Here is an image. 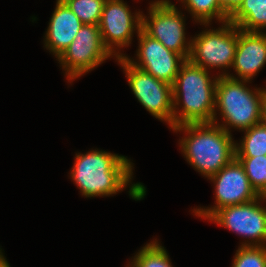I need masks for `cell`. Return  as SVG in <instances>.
I'll return each mask as SVG.
<instances>
[{"mask_svg": "<svg viewBox=\"0 0 266 267\" xmlns=\"http://www.w3.org/2000/svg\"><path fill=\"white\" fill-rule=\"evenodd\" d=\"M208 72L189 60L180 67L172 85L173 128L184 124H217L215 96L218 77L212 80Z\"/></svg>", "mask_w": 266, "mask_h": 267, "instance_id": "1", "label": "cell"}, {"mask_svg": "<svg viewBox=\"0 0 266 267\" xmlns=\"http://www.w3.org/2000/svg\"><path fill=\"white\" fill-rule=\"evenodd\" d=\"M132 164L125 156L95 149L76 154L70 176L83 196H110L130 184Z\"/></svg>", "mask_w": 266, "mask_h": 267, "instance_id": "2", "label": "cell"}, {"mask_svg": "<svg viewBox=\"0 0 266 267\" xmlns=\"http://www.w3.org/2000/svg\"><path fill=\"white\" fill-rule=\"evenodd\" d=\"M185 132L180 140L187 162L205 177L218 173L236 157L231 133L213 123L184 124L172 128Z\"/></svg>", "mask_w": 266, "mask_h": 267, "instance_id": "3", "label": "cell"}, {"mask_svg": "<svg viewBox=\"0 0 266 267\" xmlns=\"http://www.w3.org/2000/svg\"><path fill=\"white\" fill-rule=\"evenodd\" d=\"M246 82L250 81L218 76L215 107L220 111L224 124L216 125L228 133L231 132L230 126L243 131L260 123L261 89L253 91L246 87Z\"/></svg>", "mask_w": 266, "mask_h": 267, "instance_id": "4", "label": "cell"}, {"mask_svg": "<svg viewBox=\"0 0 266 267\" xmlns=\"http://www.w3.org/2000/svg\"><path fill=\"white\" fill-rule=\"evenodd\" d=\"M221 28L205 29L191 39L188 60L204 69L232 68L237 49V26L230 21Z\"/></svg>", "mask_w": 266, "mask_h": 267, "instance_id": "5", "label": "cell"}, {"mask_svg": "<svg viewBox=\"0 0 266 267\" xmlns=\"http://www.w3.org/2000/svg\"><path fill=\"white\" fill-rule=\"evenodd\" d=\"M148 17L142 15V30L160 41L186 60L189 58L191 39L186 41L183 14L169 0L151 2ZM149 18V19H148Z\"/></svg>", "mask_w": 266, "mask_h": 267, "instance_id": "6", "label": "cell"}, {"mask_svg": "<svg viewBox=\"0 0 266 267\" xmlns=\"http://www.w3.org/2000/svg\"><path fill=\"white\" fill-rule=\"evenodd\" d=\"M125 71L129 86L142 106L155 118L173 128L172 85L156 79L147 72L131 65L124 57L117 58Z\"/></svg>", "mask_w": 266, "mask_h": 267, "instance_id": "7", "label": "cell"}, {"mask_svg": "<svg viewBox=\"0 0 266 267\" xmlns=\"http://www.w3.org/2000/svg\"><path fill=\"white\" fill-rule=\"evenodd\" d=\"M110 56L114 57L103 43L99 25L83 24L75 39L57 59L69 82L91 71Z\"/></svg>", "mask_w": 266, "mask_h": 267, "instance_id": "8", "label": "cell"}, {"mask_svg": "<svg viewBox=\"0 0 266 267\" xmlns=\"http://www.w3.org/2000/svg\"><path fill=\"white\" fill-rule=\"evenodd\" d=\"M261 201L266 202L263 196L244 204L226 206L208 220L250 240H245L241 246H266V207Z\"/></svg>", "mask_w": 266, "mask_h": 267, "instance_id": "9", "label": "cell"}, {"mask_svg": "<svg viewBox=\"0 0 266 267\" xmlns=\"http://www.w3.org/2000/svg\"><path fill=\"white\" fill-rule=\"evenodd\" d=\"M208 179L215 185L216 205L206 209L196 208L193 211L195 215L204 219H209L221 208L251 202L259 197L236 157Z\"/></svg>", "mask_w": 266, "mask_h": 267, "instance_id": "10", "label": "cell"}, {"mask_svg": "<svg viewBox=\"0 0 266 267\" xmlns=\"http://www.w3.org/2000/svg\"><path fill=\"white\" fill-rule=\"evenodd\" d=\"M98 25L105 47L117 59L124 55L115 49L128 47L134 30H141L142 14L139 11L133 16L128 5L122 0H106Z\"/></svg>", "mask_w": 266, "mask_h": 267, "instance_id": "11", "label": "cell"}, {"mask_svg": "<svg viewBox=\"0 0 266 267\" xmlns=\"http://www.w3.org/2000/svg\"><path fill=\"white\" fill-rule=\"evenodd\" d=\"M138 36V61L124 55V58L133 66L147 72L158 80L173 85L180 67L186 59L167 49L160 41L147 35L142 29L137 32Z\"/></svg>", "mask_w": 266, "mask_h": 267, "instance_id": "12", "label": "cell"}, {"mask_svg": "<svg viewBox=\"0 0 266 267\" xmlns=\"http://www.w3.org/2000/svg\"><path fill=\"white\" fill-rule=\"evenodd\" d=\"M265 64L266 33L247 32L237 27V49L232 67L239 77L236 78L224 72L219 76L249 81Z\"/></svg>", "mask_w": 266, "mask_h": 267, "instance_id": "13", "label": "cell"}, {"mask_svg": "<svg viewBox=\"0 0 266 267\" xmlns=\"http://www.w3.org/2000/svg\"><path fill=\"white\" fill-rule=\"evenodd\" d=\"M83 23L62 1L57 0L46 31L44 45L58 58L75 39Z\"/></svg>", "mask_w": 266, "mask_h": 267, "instance_id": "14", "label": "cell"}, {"mask_svg": "<svg viewBox=\"0 0 266 267\" xmlns=\"http://www.w3.org/2000/svg\"><path fill=\"white\" fill-rule=\"evenodd\" d=\"M229 21L240 30L262 33L266 28V0H244Z\"/></svg>", "mask_w": 266, "mask_h": 267, "instance_id": "15", "label": "cell"}, {"mask_svg": "<svg viewBox=\"0 0 266 267\" xmlns=\"http://www.w3.org/2000/svg\"><path fill=\"white\" fill-rule=\"evenodd\" d=\"M241 143L235 144L236 158H253L266 155V124L258 123L243 130Z\"/></svg>", "mask_w": 266, "mask_h": 267, "instance_id": "16", "label": "cell"}, {"mask_svg": "<svg viewBox=\"0 0 266 267\" xmlns=\"http://www.w3.org/2000/svg\"><path fill=\"white\" fill-rule=\"evenodd\" d=\"M191 13L195 22L207 26L215 17L219 22L229 21L218 0H180Z\"/></svg>", "mask_w": 266, "mask_h": 267, "instance_id": "17", "label": "cell"}, {"mask_svg": "<svg viewBox=\"0 0 266 267\" xmlns=\"http://www.w3.org/2000/svg\"><path fill=\"white\" fill-rule=\"evenodd\" d=\"M165 248L158 241L146 244L137 252L129 264L130 267H173Z\"/></svg>", "mask_w": 266, "mask_h": 267, "instance_id": "18", "label": "cell"}, {"mask_svg": "<svg viewBox=\"0 0 266 267\" xmlns=\"http://www.w3.org/2000/svg\"><path fill=\"white\" fill-rule=\"evenodd\" d=\"M237 159L242 164L252 188L259 196H264L266 194V155Z\"/></svg>", "mask_w": 266, "mask_h": 267, "instance_id": "19", "label": "cell"}, {"mask_svg": "<svg viewBox=\"0 0 266 267\" xmlns=\"http://www.w3.org/2000/svg\"><path fill=\"white\" fill-rule=\"evenodd\" d=\"M83 24L98 25L106 0H62Z\"/></svg>", "mask_w": 266, "mask_h": 267, "instance_id": "20", "label": "cell"}, {"mask_svg": "<svg viewBox=\"0 0 266 267\" xmlns=\"http://www.w3.org/2000/svg\"><path fill=\"white\" fill-rule=\"evenodd\" d=\"M232 267H266V246H240Z\"/></svg>", "mask_w": 266, "mask_h": 267, "instance_id": "21", "label": "cell"}, {"mask_svg": "<svg viewBox=\"0 0 266 267\" xmlns=\"http://www.w3.org/2000/svg\"><path fill=\"white\" fill-rule=\"evenodd\" d=\"M224 13L230 18L242 5L244 0H218Z\"/></svg>", "mask_w": 266, "mask_h": 267, "instance_id": "22", "label": "cell"}, {"mask_svg": "<svg viewBox=\"0 0 266 267\" xmlns=\"http://www.w3.org/2000/svg\"><path fill=\"white\" fill-rule=\"evenodd\" d=\"M261 123L266 124V89H261Z\"/></svg>", "mask_w": 266, "mask_h": 267, "instance_id": "23", "label": "cell"}, {"mask_svg": "<svg viewBox=\"0 0 266 267\" xmlns=\"http://www.w3.org/2000/svg\"><path fill=\"white\" fill-rule=\"evenodd\" d=\"M0 267H10L1 249H0Z\"/></svg>", "mask_w": 266, "mask_h": 267, "instance_id": "24", "label": "cell"}]
</instances>
